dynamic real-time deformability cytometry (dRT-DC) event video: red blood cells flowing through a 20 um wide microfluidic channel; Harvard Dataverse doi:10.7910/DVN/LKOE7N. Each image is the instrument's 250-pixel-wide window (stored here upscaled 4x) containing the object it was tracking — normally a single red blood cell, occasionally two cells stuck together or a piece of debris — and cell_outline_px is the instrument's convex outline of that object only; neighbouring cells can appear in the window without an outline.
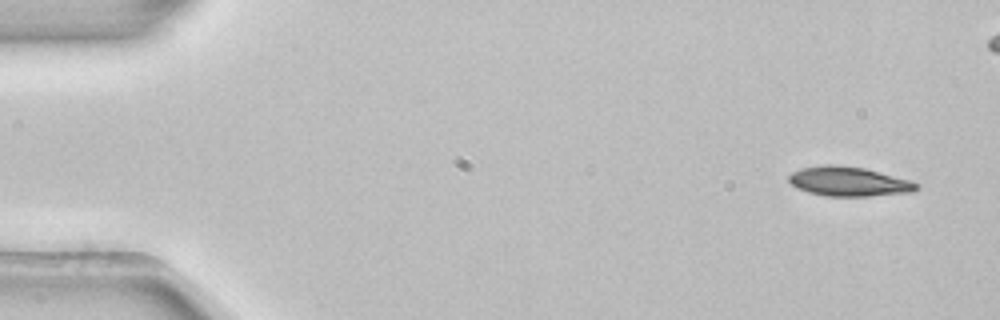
{"species": "common noctule bat (a hibernating species)", "species_latin": "Nyctalus noctula", "temperature_condition": "room temperature", "stored_images_in_passage": 4, "camera_frame_rate_fps": 3000, "um_per_image_px": 0.085, "animal": {"sex": "female", "body_mass_g": 22.7, "forearm_length_mm": 54.2}, "frame": {"image": 1, "passage_image": 1, "time_ms": 0.0, "image_size_px": [1000, 320], "cell_outline_px": [[920, 184], [912, 192], [868, 196], [828, 196], [808, 192], [796, 188], [788, 180], [788, 176], [792, 172], [800, 168], [824, 164], [832, 164], [864, 168], [912, 180]], "centroid_in_image_um": [72.13, 15.42], "position_along_channel_um": 12.9, "area_um2": 21.96}}